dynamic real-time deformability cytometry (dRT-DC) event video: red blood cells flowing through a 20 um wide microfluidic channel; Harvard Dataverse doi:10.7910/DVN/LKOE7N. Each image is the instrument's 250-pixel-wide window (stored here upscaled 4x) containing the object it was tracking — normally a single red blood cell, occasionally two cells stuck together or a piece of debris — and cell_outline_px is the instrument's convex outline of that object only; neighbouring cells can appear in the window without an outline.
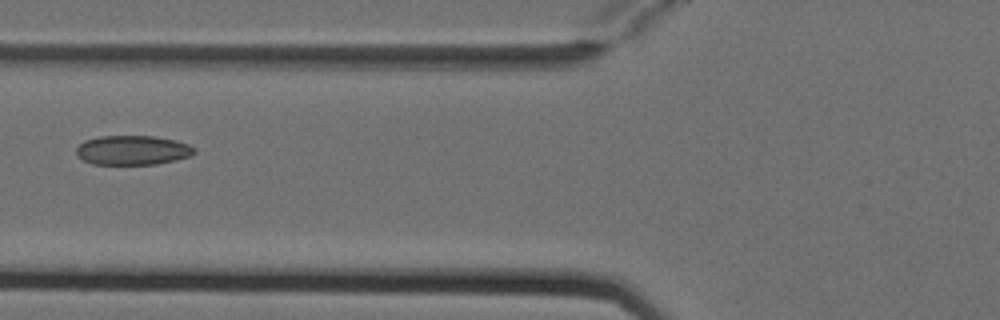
{"species": "Egyptian fruit bat (a non-hibernating species)", "species_latin": "Rousettus aegyptiacus", "temperature_condition": "cold", "stored_images_in_passage": 4, "camera_frame_rate_fps": 3000, "um_per_image_px": 0.085, "animal": {"sex": "female"}, "frame": {"image": 1, "passage_image": 3, "time_ms": 0.667, "image_size_px": [1000, 320], "cell_outline_px": [[196, 152], [192, 156], [176, 160], [156, 164], [92, 164], [76, 156], [76, 148], [84, 140], [100, 136], [152, 136], [176, 140], [188, 144], [196, 148]], "centroid_in_image_um": [11.29, 12.76], "position_along_channel_um": 114.5, "area_um2": 20.4}}
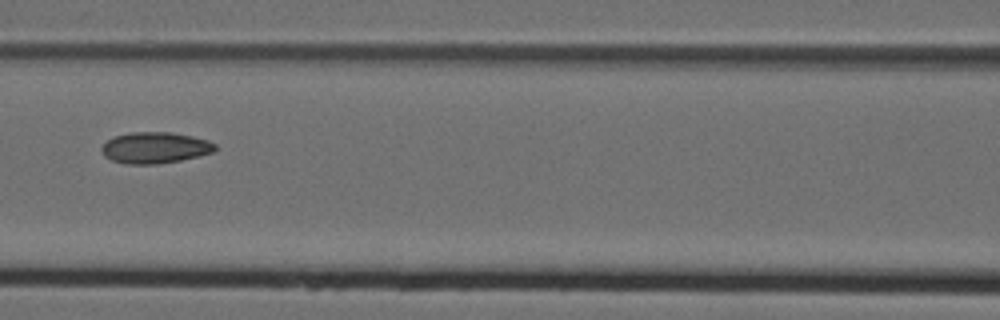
{"frame": {"image": 2, "passage_image": 4, "time_ms": 1.0, "image_size_px": [1000, 320], "cell_outline_px": [[216, 148], [212, 152], [180, 160], [156, 164], [124, 164], [112, 160], [104, 156], [100, 148], [108, 140], [116, 136], [132, 132], [172, 132], [192, 136], [208, 140], [216, 144]], "centroid_in_image_um": [13.16, 12.55], "position_along_channel_um": 153.4, "area_um2": 20.52}}